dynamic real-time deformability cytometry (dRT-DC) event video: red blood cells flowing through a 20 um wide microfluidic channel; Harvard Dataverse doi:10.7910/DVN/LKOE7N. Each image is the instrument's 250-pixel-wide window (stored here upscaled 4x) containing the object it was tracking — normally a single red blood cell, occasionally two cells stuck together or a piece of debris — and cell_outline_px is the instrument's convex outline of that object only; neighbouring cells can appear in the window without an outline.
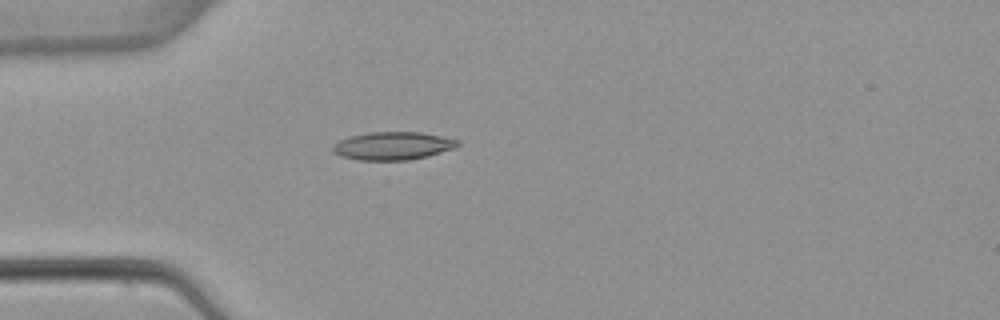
{"species": "common noctule bat (a hibernating species)", "species_latin": "Nyctalus noctula", "temperature_condition": "warm", "stored_images_in_passage": 2, "camera_frame_rate_fps": 3000, "um_per_image_px": 0.085, "animal": {"sex": "female", "body_mass_g": 22.7, "forearm_length_mm": 54.2}, "frame": {"image": 1, "passage_image": 2, "time_ms": 4.0, "image_size_px": [1000, 320], "cell_outline_px": [[460, 144], [456, 148], [428, 156], [408, 160], [360, 160], [340, 156], [332, 152], [332, 144], [340, 140], [352, 136], [368, 132], [420, 132], [460, 140]], "centroid_in_image_um": [33.39, 12.4], "position_along_channel_um": 51.6, "area_um2": 20.46}}